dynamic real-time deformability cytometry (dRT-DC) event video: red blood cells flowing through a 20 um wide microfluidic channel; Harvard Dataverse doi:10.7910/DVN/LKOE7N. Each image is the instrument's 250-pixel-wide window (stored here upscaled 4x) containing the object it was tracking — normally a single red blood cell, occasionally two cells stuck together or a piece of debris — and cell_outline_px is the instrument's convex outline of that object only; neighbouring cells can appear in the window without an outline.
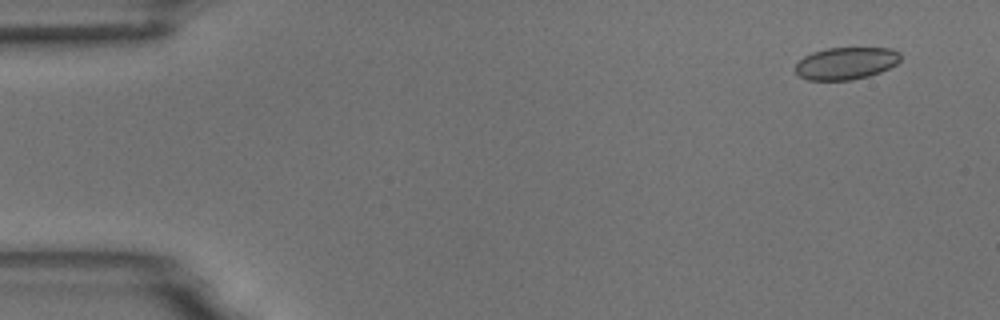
{"species": "common noctule bat (a hibernating species)", "species_latin": "Nyctalus noctula", "temperature_condition": "room temperature", "stored_images_in_passage": 55, "camera_frame_rate_fps": 3000, "um_per_image_px": 0.085, "animal": {"sex": "male", "body_mass_g": 18.8}, "frame": {"image": 1, "passage_image": 4, "time_ms": 1.0, "image_size_px": [1000, 320], "cell_outline_px": [[900, 60], [896, 64], [880, 72], [868, 76], [852, 80], [808, 80], [800, 76], [796, 72], [796, 64], [804, 56], [812, 52], [828, 48], [892, 48], [900, 52]], "centroid_in_image_um": [71.92, 5.38], "position_along_channel_um": 13.1, "area_um2": 19.71}}
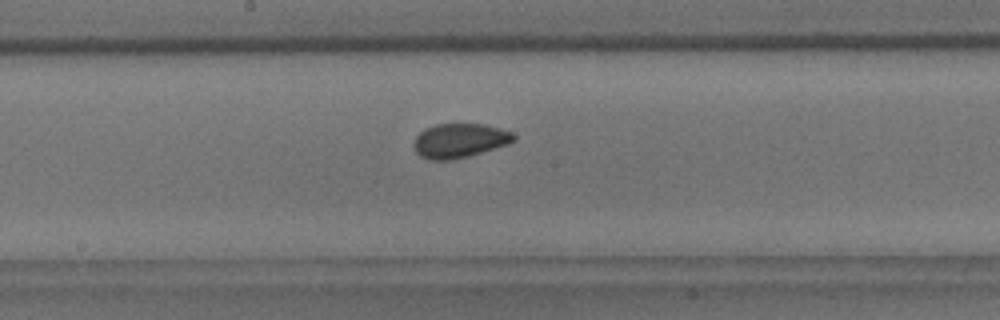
{"frame": {"image": 2, "passage_image": 29, "time_ms": 9.333, "image_size_px": [1000, 320], "cell_outline_px": [[516, 140], [508, 144], [468, 156], [452, 160], [428, 160], [420, 156], [416, 152], [412, 144], [416, 136], [420, 132], [436, 124], [484, 124], [500, 128], [512, 132], [516, 136]], "centroid_in_image_um": [39.06, 11.96], "position_along_channel_um": 209.1, "area_um2": 20.0}}
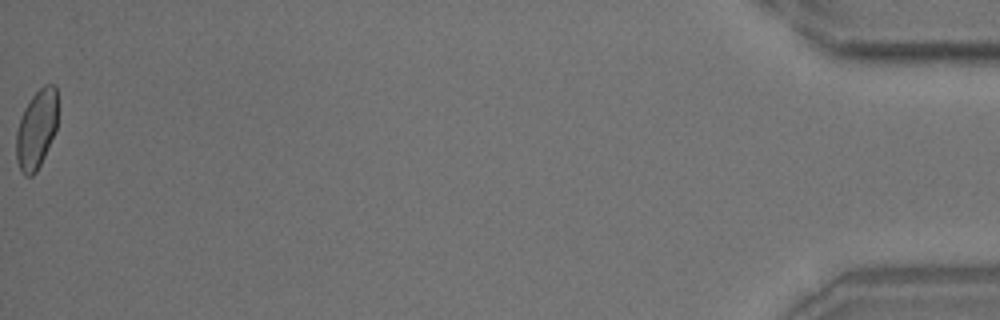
{"frame": {"image": 3, "passage_image": 55, "time_ms": 18.0, "image_size_px": [1000, 320], "cell_outline_px": [[56, 132], [36, 172], [32, 176], [24, 176], [20, 172], [16, 160], [16, 132], [24, 108], [32, 96], [44, 84], [56, 84]], "centroid_in_image_um": [3.08, 11.01], "position_along_channel_um": 432.1, "area_um2": 19.07}, "authors_computed_cell_mechanics": {"area_um2": 19.7676, "velocity_mm_per_s": 3.7099, "shape_relaxation_time_tau1_ms": 3.5642, "shape_relaxation_time_tau2_ms": 0.8589, "deformation_change_tau1": 0.0661, "deformation_change_tau2": 0.039}}